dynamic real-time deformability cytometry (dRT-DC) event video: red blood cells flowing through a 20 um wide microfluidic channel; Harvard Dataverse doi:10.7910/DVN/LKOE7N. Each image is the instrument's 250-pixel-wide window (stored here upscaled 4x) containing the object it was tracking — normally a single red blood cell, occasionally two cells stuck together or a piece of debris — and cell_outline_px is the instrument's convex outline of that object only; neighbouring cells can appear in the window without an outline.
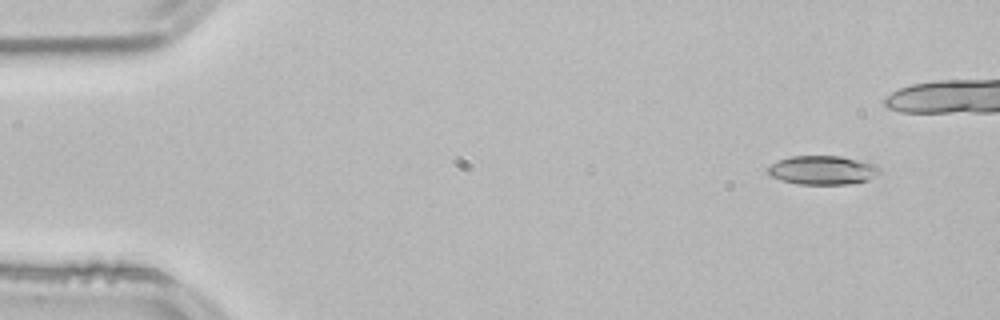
{"species": "common noctule bat (a hibernating species)", "species_latin": "Nyctalus noctula", "temperature_condition": "room temperature", "stored_images_in_passage": 40, "camera_frame_rate_fps": 3000, "um_per_image_px": 0.085, "animal": {"sex": "male", "body_mass_g": 21.5, "forearm_length_mm": 52.0}, "frame": {"image": 1, "passage_image": 1, "time_ms": 0.0, "image_size_px": [1000, 320], "cell_outline_px": [[880, 172], [876, 176], [868, 180], [848, 184], [796, 184], [780, 180], [772, 176], [768, 172], [768, 168], [772, 164], [780, 160], [792, 156], [840, 156], [876, 164], [880, 168]], "centroid_in_image_um": [69.95, 14.47], "position_along_channel_um": 15.0, "area_um2": 18.73}}